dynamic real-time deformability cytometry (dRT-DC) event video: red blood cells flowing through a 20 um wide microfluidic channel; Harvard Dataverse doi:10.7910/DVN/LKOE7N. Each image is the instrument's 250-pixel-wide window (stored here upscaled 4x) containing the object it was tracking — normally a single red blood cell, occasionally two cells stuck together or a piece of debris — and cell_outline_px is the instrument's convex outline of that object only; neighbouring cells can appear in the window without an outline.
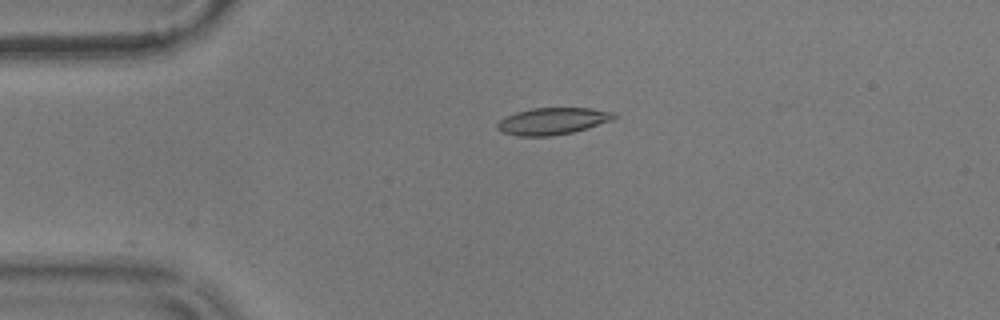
{"species": "common noctule bat (a hibernating species)", "species_latin": "Nyctalus noctula", "temperature_condition": "warm", "stored_images_in_passage": 15, "camera_frame_rate_fps": 3000, "um_per_image_px": 0.085, "animal": {"sex": "male", "body_mass_g": 17.9}, "frame": {"image": 1, "passage_image": 1, "time_ms": 0.0, "image_size_px": [1000, 320], "cell_outline_px": [[616, 116], [612, 120], [572, 132], [548, 136], [516, 136], [504, 132], [496, 128], [496, 124], [504, 116], [516, 112], [532, 108], [592, 108], [616, 112]], "centroid_in_image_um": [46.95, 10.28], "position_along_channel_um": 38.1, "area_um2": 18.21}}
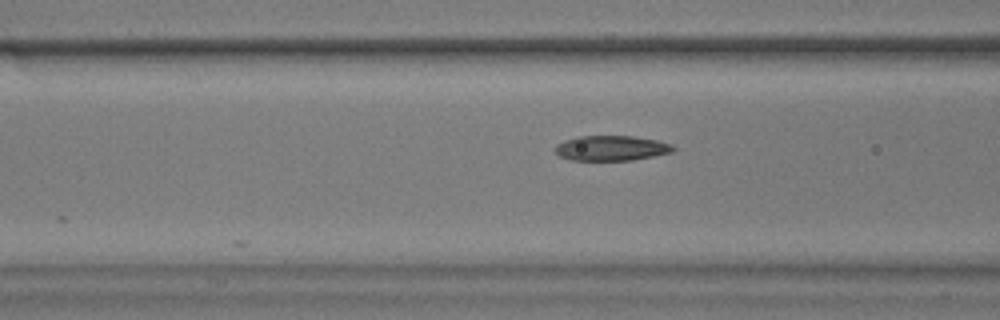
{"frame": {"image": 2, "passage_image": 10, "time_ms": 3.0, "image_size_px": [1000, 320], "cell_outline_px": [[676, 148], [672, 152], [632, 160], [572, 160], [560, 156], [552, 148], [556, 144], [564, 140], [576, 136], [632, 136], [656, 140], [672, 144]], "centroid_in_image_um": [51.93, 12.58], "position_along_channel_um": 114.7, "area_um2": 17.28}}